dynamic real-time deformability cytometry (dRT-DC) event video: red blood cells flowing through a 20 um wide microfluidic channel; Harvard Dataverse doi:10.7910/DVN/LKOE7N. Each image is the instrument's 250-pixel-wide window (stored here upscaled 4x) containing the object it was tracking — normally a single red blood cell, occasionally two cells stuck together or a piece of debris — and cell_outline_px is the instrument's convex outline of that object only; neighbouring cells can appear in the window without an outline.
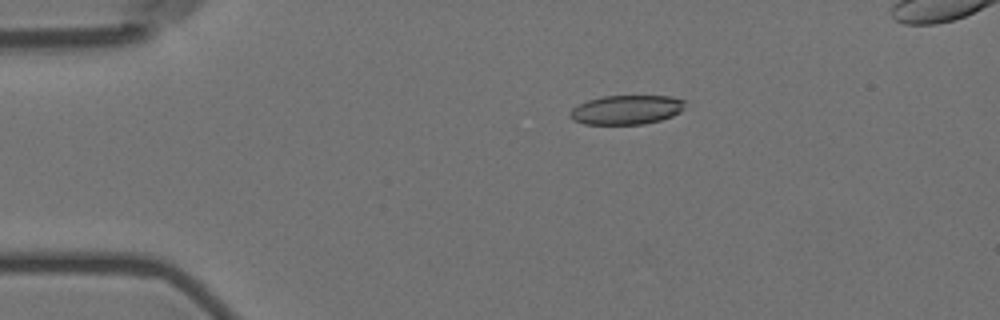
{"species": "Egyptian fruit bat (a non-hibernating species)", "species_latin": "Rousettus aegyptiacus", "temperature_condition": "room temperature", "stored_images_in_passage": 7, "camera_frame_rate_fps": 3000, "um_per_image_px": 0.085, "animal": {"sex": "female"}, "frame": {"image": 1, "passage_image": 3, "time_ms": 0.667, "image_size_px": [1000, 320], "cell_outline_px": [[684, 108], [680, 112], [672, 116], [660, 120], [644, 124], [584, 124], [572, 120], [568, 116], [568, 112], [572, 108], [588, 100], [604, 96], [672, 96], [684, 100]], "centroid_in_image_um": [53.23, 9.33], "position_along_channel_um": 31.8, "area_um2": 19.65}}
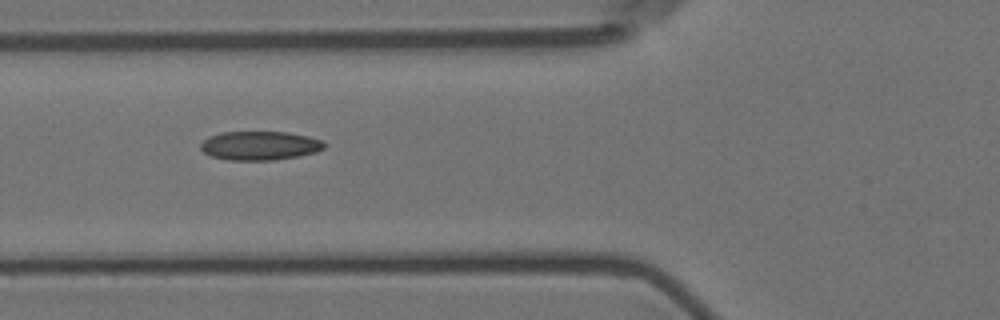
{"frame": {"image": 2, "passage_image": 6, "time_ms": 1.667, "image_size_px": [1000, 320], "cell_outline_px": [[328, 144], [324, 148], [316, 152], [276, 160], [228, 160], [212, 156], [204, 152], [200, 148], [200, 144], [208, 136], [220, 132], [288, 132], [308, 136], [320, 140]], "centroid_in_image_um": [22.08, 12.37], "position_along_channel_um": 103.7, "area_um2": 20.87}}
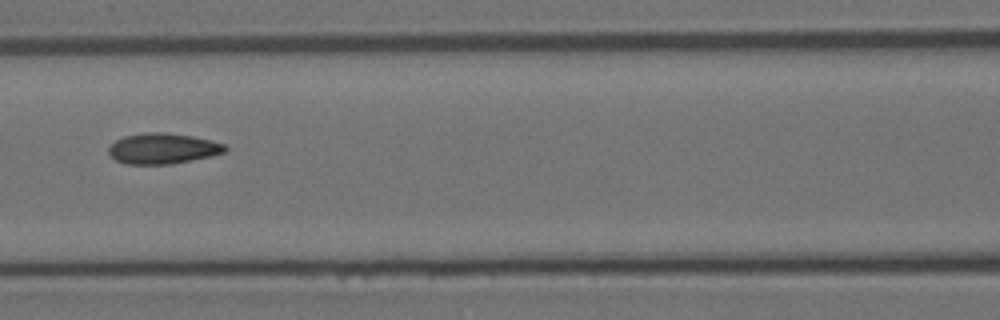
{"frame": {"image": 3, "passage_image": 7, "time_ms": 2.0, "image_size_px": [1000, 320], "cell_outline_px": [[228, 148], [224, 152], [212, 156], [172, 164], [124, 164], [108, 156], [108, 148], [116, 140], [124, 136], [144, 132], [160, 132], [192, 136], [224, 144]], "centroid_in_image_um": [13.79, 12.63], "position_along_channel_um": 152.8, "area_um2": 20.81}}